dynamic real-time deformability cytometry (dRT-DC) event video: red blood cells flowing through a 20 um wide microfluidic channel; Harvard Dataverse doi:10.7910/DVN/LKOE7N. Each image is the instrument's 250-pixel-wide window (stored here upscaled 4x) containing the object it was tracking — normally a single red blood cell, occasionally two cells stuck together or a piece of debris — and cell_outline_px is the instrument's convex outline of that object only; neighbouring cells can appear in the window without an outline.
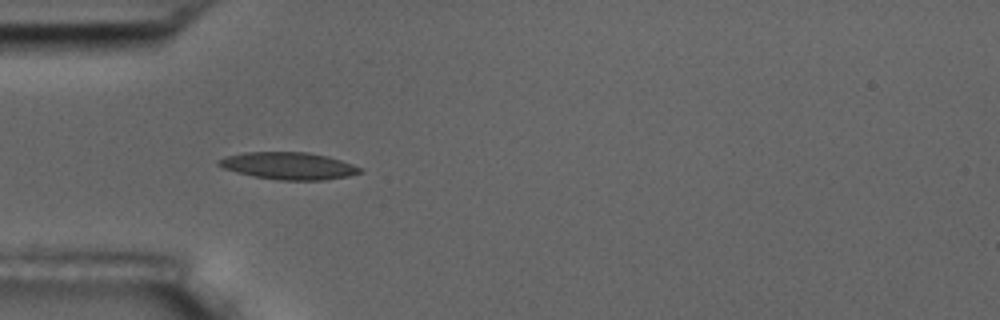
{"species": "common noctule bat (a hibernating species)", "species_latin": "Nyctalus noctula", "temperature_condition": "room temperature", "stored_images_in_passage": 6, "camera_frame_rate_fps": 3000, "um_per_image_px": 0.085, "animal": {"sex": "male", "body_mass_g": 17.5, "forearm_length_mm": 52.3}, "frame": {"image": 1, "passage_image": 4, "time_ms": 4.0, "image_size_px": [1000, 320], "cell_outline_px": [[364, 172], [348, 176], [324, 180], [280, 180], [256, 176], [236, 172], [224, 168], [216, 164], [216, 160], [224, 156], [244, 152], [308, 152], [328, 156], [364, 168]], "centroid_in_image_um": [24.54, 14.09], "position_along_channel_um": 60.5, "area_um2": 22.48}}